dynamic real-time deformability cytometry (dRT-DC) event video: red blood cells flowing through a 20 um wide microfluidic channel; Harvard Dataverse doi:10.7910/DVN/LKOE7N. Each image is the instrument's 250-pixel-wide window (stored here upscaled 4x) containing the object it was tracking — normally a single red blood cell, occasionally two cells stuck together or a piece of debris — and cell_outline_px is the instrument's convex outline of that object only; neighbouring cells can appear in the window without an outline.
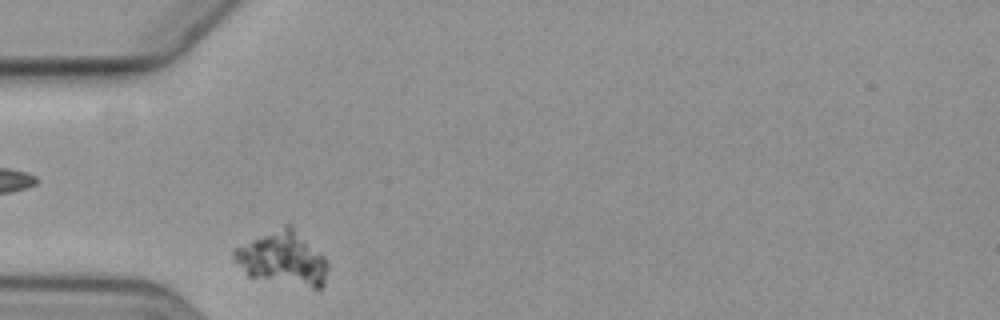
{"species": "common noctule bat (a hibernating species)", "species_latin": "Nyctalus noctula", "temperature_condition": "cold", "stored_images_in_passage": 4, "camera_frame_rate_fps": 3000, "um_per_image_px": 0.085, "animal": {"sex": "female", "body_mass_g": 19.3, "forearm_length_mm": 54.1}, "frame": {"image": 1, "passage_image": 3, "time_ms": 2.333, "image_size_px": [1000, 320], "cell_outline_px": [[328, 268], [324, 284], [320, 288], [312, 288], [248, 276], [244, 272], [232, 256], [232, 248], [284, 224], [292, 224], [324, 256], [328, 264]], "centroid_in_image_um": [24.03, 21.94], "position_along_channel_um": 61.0, "area_um2": 29.48}}
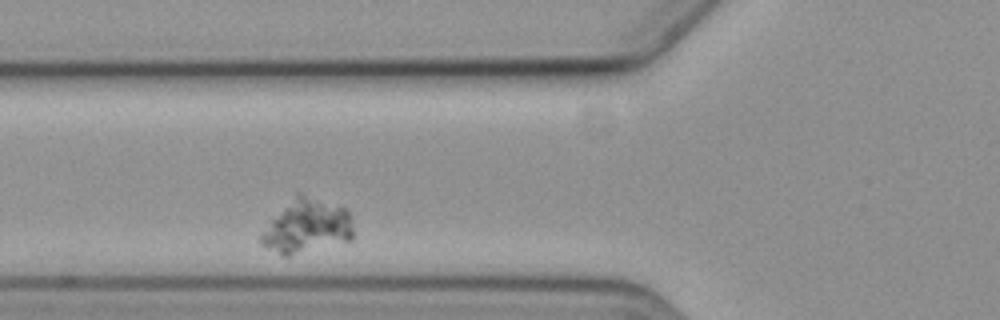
{"frame": {"image": 2, "passage_image": 4, "time_ms": 3.667, "image_size_px": [1000, 320], "cell_outline_px": [[352, 240], [288, 256], [284, 256], [260, 244], [260, 236], [272, 220], [296, 192], [300, 192], [348, 208], [352, 216]], "centroid_in_image_um": [26.13, 19.21], "position_along_channel_um": 99.7, "area_um2": 28.9}}